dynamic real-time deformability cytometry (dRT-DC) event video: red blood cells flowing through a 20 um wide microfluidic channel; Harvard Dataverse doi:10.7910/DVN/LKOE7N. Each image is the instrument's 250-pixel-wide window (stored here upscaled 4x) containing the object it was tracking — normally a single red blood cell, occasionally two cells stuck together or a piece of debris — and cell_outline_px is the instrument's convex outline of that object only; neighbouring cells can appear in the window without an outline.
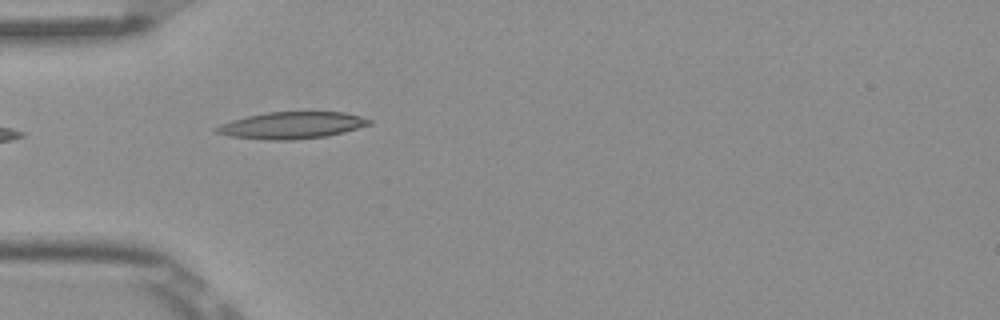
{"species": "Egyptian fruit bat (a non-hibernating species)", "species_latin": "Rousettus aegyptiacus", "temperature_condition": "room temperature", "stored_images_in_passage": 10, "camera_frame_rate_fps": 3000, "um_per_image_px": 0.085, "frame": {"image": 1, "passage_image": 5, "time_ms": 1.333, "image_size_px": [1000, 320], "cell_outline_px": [[372, 124], [344, 132], [328, 136], [292, 140], [272, 140], [228, 136], [212, 132], [212, 128], [220, 124], [232, 120], [248, 116], [268, 112], [344, 112], [360, 116], [372, 120]], "centroid_in_image_um": [24.78, 10.66], "position_along_channel_um": 60.2, "area_um2": 23.99}}
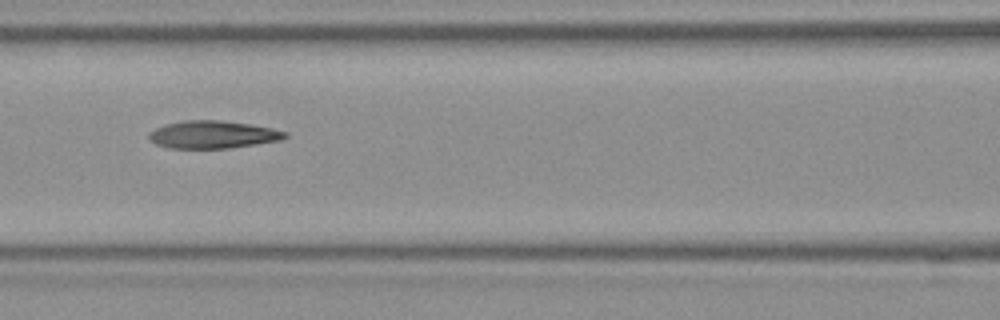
{"frame": {"image": 2, "passage_image": 7, "time_ms": 2.0, "image_size_px": [1000, 320], "cell_outline_px": [[288, 136], [280, 140], [228, 148], [168, 148], [156, 144], [148, 140], [148, 132], [164, 124], [184, 120], [220, 120], [252, 124], [272, 128], [288, 132]], "centroid_in_image_um": [18.06, 11.43], "position_along_channel_um": 148.5, "area_um2": 22.02}}
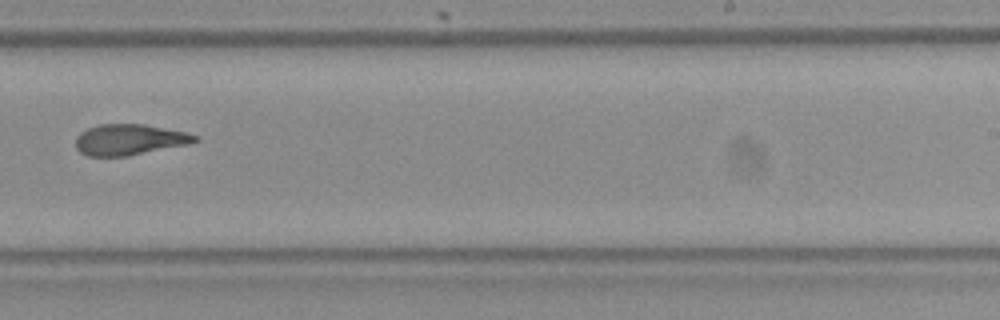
{"frame": {"image": 3, "passage_image": 10, "time_ms": 3.0, "image_size_px": [1000, 320], "cell_outline_px": [[200, 140], [192, 144], [128, 156], [88, 156], [80, 152], [76, 148], [76, 136], [80, 132], [88, 128], [100, 124], [144, 124], [184, 132], [196, 136]], "centroid_in_image_um": [11.0, 11.88], "position_along_channel_um": 278.0, "area_um2": 21.56}}